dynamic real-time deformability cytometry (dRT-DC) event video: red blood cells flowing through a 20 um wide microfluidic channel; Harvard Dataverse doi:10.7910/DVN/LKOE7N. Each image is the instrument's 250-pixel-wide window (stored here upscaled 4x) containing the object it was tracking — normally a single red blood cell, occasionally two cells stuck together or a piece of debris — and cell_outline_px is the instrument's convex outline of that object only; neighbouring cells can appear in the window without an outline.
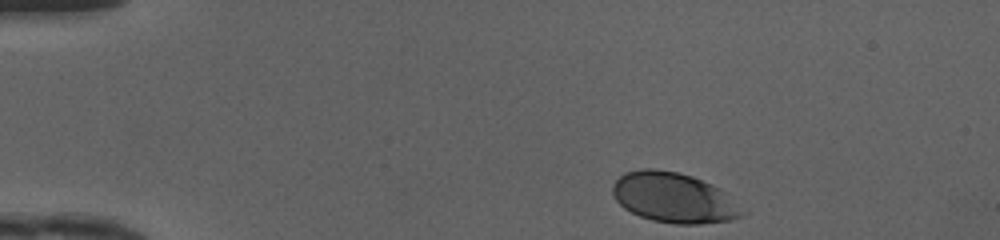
{"species": "human", "species_latin": "Homo sapiens", "temperature_condition": "cold", "stored_images_in_passage": 37, "camera_frame_rate_fps": 3000, "um_per_image_px": 0.085, "donor": {"sex": "female"}, "frame": {"image": 1, "passage_image": 1, "time_ms": 0.0, "image_size_px": [1000, 240], "cell_outline_px": [[748, 212], [744, 216], [732, 220], [700, 224], [676, 224], [652, 220], [640, 216], [624, 208], [616, 200], [612, 192], [612, 184], [624, 172], [644, 168], [652, 168], [680, 172], [692, 176], [712, 184], [720, 188]], "centroid_in_image_um": [57.31, 16.8], "position_along_channel_um": 27.7, "area_um2": 38.21}}
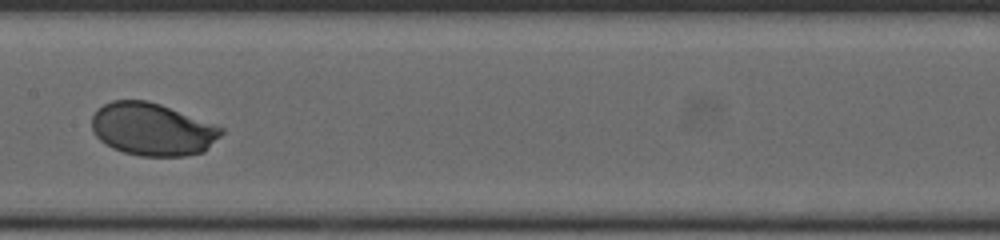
{"frame": {"image": 2, "passage_image": 19, "time_ms": 6.0, "image_size_px": [1000, 240], "cell_outline_px": [[224, 132], [204, 152], [184, 156], [140, 156], [124, 152], [112, 148], [104, 144], [96, 136], [92, 128], [92, 116], [96, 108], [112, 100], [148, 100], [160, 104], [216, 124], [224, 128]], "centroid_in_image_um": [12.95, 10.98], "position_along_channel_um": 194.5, "area_um2": 40.0}}
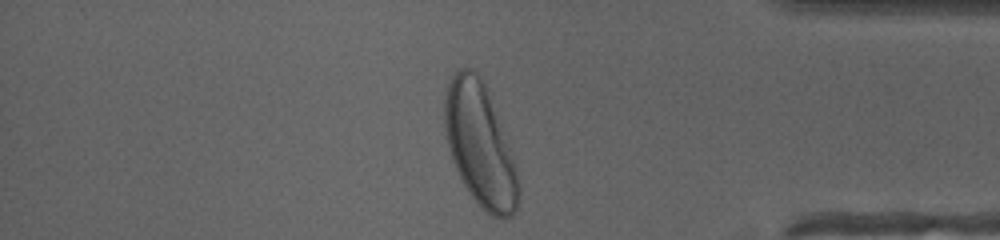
{"frame": {"image": 3, "passage_image": 35, "time_ms": 11.333, "image_size_px": [1000, 240], "cell_outline_px": [[520, 192], [516, 212], [512, 216], [504, 220], [492, 216], [480, 208], [468, 192], [452, 160], [448, 144], [444, 124], [444, 96], [448, 84], [452, 76], [460, 68], [472, 68], [480, 76], [484, 84], [508, 148], [516, 172], [520, 188]], "centroid_in_image_um": [40.77, 12.38], "position_along_channel_um": 394.4, "area_um2": 51.85}, "authors_computed_cell_mechanics": {"area_um2": 39.7664, "velocity_mm_per_s": 4.1511, "shape_relaxation_time_tau1_ms": 1.4485, "shape_relaxation_time_tau2_ms": null, "deformation_change_tau1": 0.1101, "deformation_change_tau2": null}}